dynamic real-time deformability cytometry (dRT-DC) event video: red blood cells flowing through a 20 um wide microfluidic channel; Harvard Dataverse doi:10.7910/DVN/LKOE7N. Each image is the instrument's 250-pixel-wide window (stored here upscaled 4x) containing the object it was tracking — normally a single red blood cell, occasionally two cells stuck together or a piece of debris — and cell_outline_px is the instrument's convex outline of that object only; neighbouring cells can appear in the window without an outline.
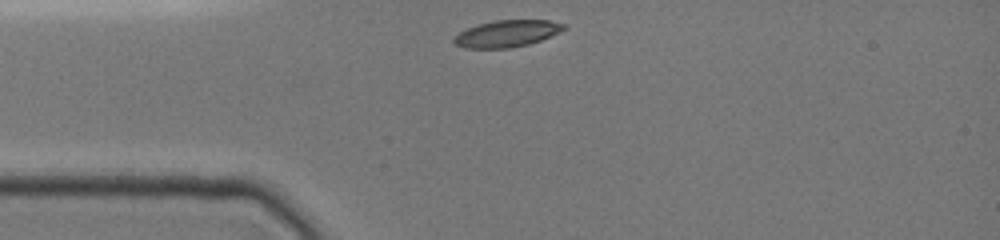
{"species": "common noctule bat (a hibernating species)", "species_latin": "Nyctalus noctula", "temperature_condition": "cold", "stored_images_in_passage": 30, "camera_frame_rate_fps": 3000, "um_per_image_px": 0.085, "animal": {"sex": "female", "body_mass_g": 19.0, "forearm_length_mm": 51.5}, "frame": {"image": 1, "passage_image": 1, "time_ms": 0.0, "image_size_px": [1000, 240], "cell_outline_px": [[568, 28], [560, 32], [540, 40], [528, 44], [508, 48], [464, 48], [456, 44], [452, 40], [460, 32], [476, 24], [496, 20], [548, 20], [564, 24]], "centroid_in_image_um": [43.1, 2.85], "position_along_channel_um": 41.9, "area_um2": 17.05}}
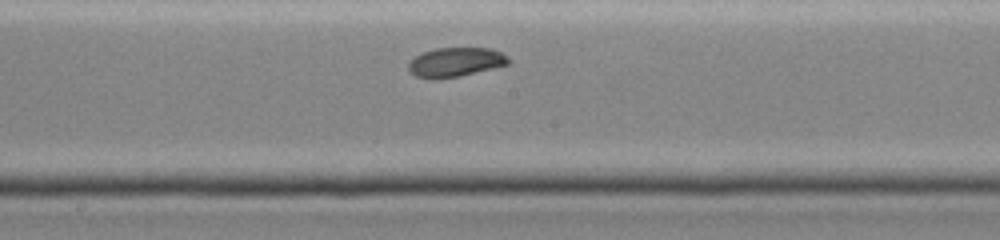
{"frame": {"image": 2, "passage_image": 15, "time_ms": 4.667, "image_size_px": [1000, 240], "cell_outline_px": [[512, 60], [508, 64], [456, 76], [416, 76], [408, 68], [408, 64], [416, 56], [424, 52], [436, 48], [492, 48], [508, 56]], "centroid_in_image_um": [38.79, 5.22], "position_along_channel_um": 209.4, "area_um2": 16.18}}
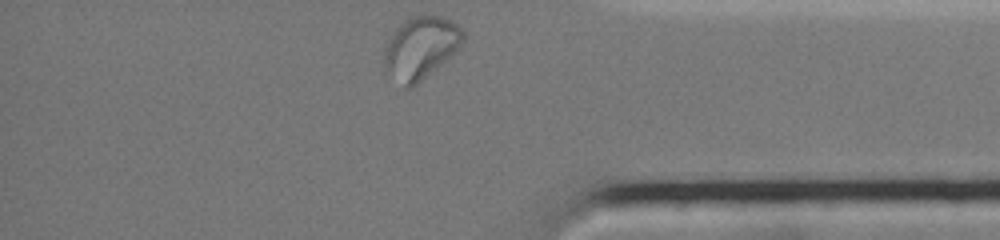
{"frame": {"image": 3, "passage_image": 30, "time_ms": 9.667, "image_size_px": [1000, 240], "cell_outline_px": [[464, 40], [452, 56], [416, 84], [408, 88], [404, 88], [384, 64], [384, 56], [388, 44], [396, 28], [408, 16], [424, 12], [440, 16], [456, 24], [464, 32]], "centroid_in_image_um": [35.8, 3.99], "position_along_channel_um": 399.4, "area_um2": 28.26}, "authors_computed_cell_mechanics": {"area_um2": 17.4845, "velocity_mm_per_s": 3.9193, "shape_relaxation_time_tau1_ms": 7.5888, "shape_relaxation_time_tau2_ms": null, "deformation_change_tau1": 0.1909, "deformation_change_tau2": null}}